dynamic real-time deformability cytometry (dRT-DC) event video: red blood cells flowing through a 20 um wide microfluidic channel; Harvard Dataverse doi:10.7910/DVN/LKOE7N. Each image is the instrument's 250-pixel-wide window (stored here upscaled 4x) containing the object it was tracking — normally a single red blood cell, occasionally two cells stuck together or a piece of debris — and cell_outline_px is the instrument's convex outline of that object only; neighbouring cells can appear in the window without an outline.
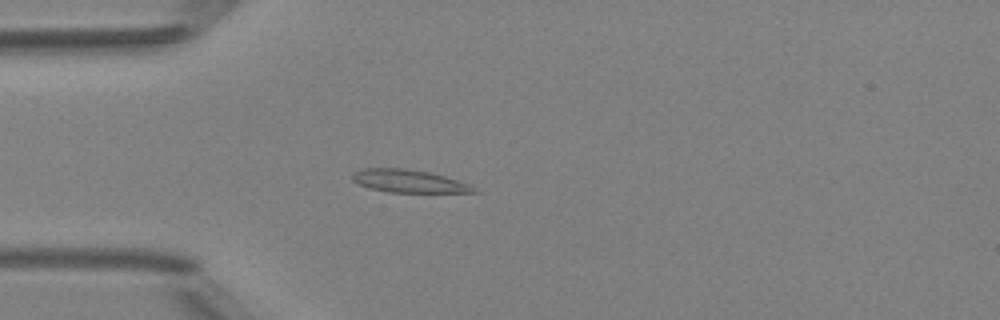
{"species": "Egyptian fruit bat (a non-hibernating species)", "species_latin": "Rousettus aegyptiacus", "temperature_condition": "room temperature", "stored_images_in_passage": 4, "camera_frame_rate_fps": 3000, "um_per_image_px": 0.085, "animal": {"sex": "female"}, "frame": {"image": 1, "passage_image": 4, "time_ms": 3.333, "image_size_px": [1000, 320], "cell_outline_px": [[480, 192], [388, 192], [368, 188], [352, 180], [352, 172], [360, 168], [404, 168], [428, 172], [444, 176], [472, 184]], "centroid_in_image_um": [34.74, 15.39], "position_along_channel_um": 50.3, "area_um2": 16.24}}